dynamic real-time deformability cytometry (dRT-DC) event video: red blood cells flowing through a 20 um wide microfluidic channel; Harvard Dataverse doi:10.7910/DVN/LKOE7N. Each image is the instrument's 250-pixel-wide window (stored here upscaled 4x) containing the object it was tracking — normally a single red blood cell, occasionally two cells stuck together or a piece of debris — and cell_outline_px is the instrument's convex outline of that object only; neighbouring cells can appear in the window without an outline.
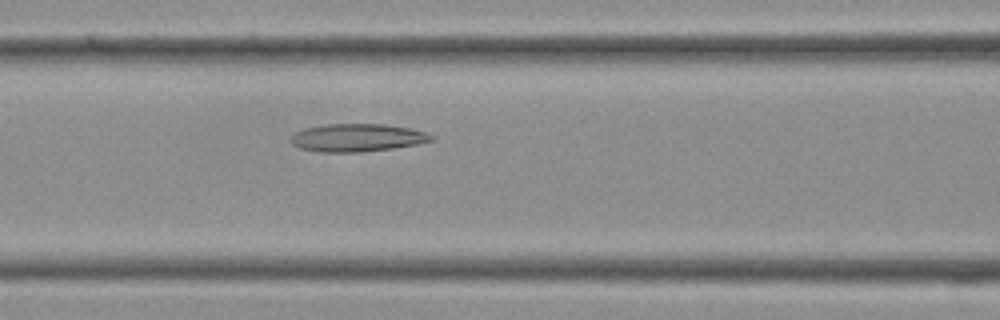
{"species": "Egyptian fruit bat (a non-hibernating species)", "species_latin": "Rousettus aegyptiacus", "temperature_condition": "cold", "stored_images_in_passage": 32, "camera_frame_rate_fps": 3000, "um_per_image_px": 0.085, "frame": {"image": 1, "passage_image": 10, "time_ms": 3.0, "image_size_px": [1000, 320], "cell_outline_px": [[436, 140], [420, 144], [392, 148], [360, 152], [320, 152], [300, 148], [292, 144], [288, 140], [296, 132], [304, 128], [328, 124], [384, 124], [412, 128], [436, 136]], "centroid_in_image_um": [30.41, 11.7], "position_along_channel_um": 136.2, "area_um2": 23.0}}
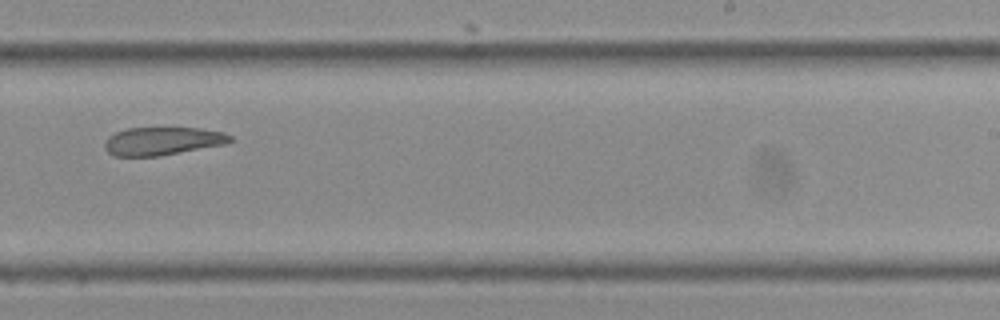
{"frame": {"image": 2, "passage_image": 18, "time_ms": 5.667, "image_size_px": [1000, 320], "cell_outline_px": [[232, 140], [228, 144], [160, 156], [112, 156], [104, 148], [104, 140], [108, 136], [116, 132], [128, 128], [200, 128], [224, 132], [232, 136]], "centroid_in_image_um": [13.82, 12.0], "position_along_channel_um": 275.2, "area_um2": 20.81}}
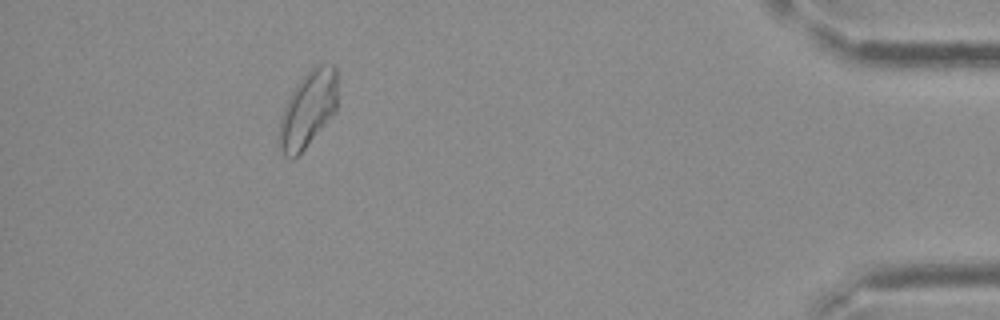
{"frame": {"image": 3, "passage_image": 29, "time_ms": 9.333, "image_size_px": [1000, 320], "cell_outline_px": [[336, 112], [304, 148], [292, 160], [280, 156], [276, 144], [276, 140], [280, 120], [288, 96], [300, 80], [312, 68], [320, 64], [332, 64], [336, 68]], "centroid_in_image_um": [26.11, 9.36], "position_along_channel_um": 409.1, "area_um2": 26.13}}